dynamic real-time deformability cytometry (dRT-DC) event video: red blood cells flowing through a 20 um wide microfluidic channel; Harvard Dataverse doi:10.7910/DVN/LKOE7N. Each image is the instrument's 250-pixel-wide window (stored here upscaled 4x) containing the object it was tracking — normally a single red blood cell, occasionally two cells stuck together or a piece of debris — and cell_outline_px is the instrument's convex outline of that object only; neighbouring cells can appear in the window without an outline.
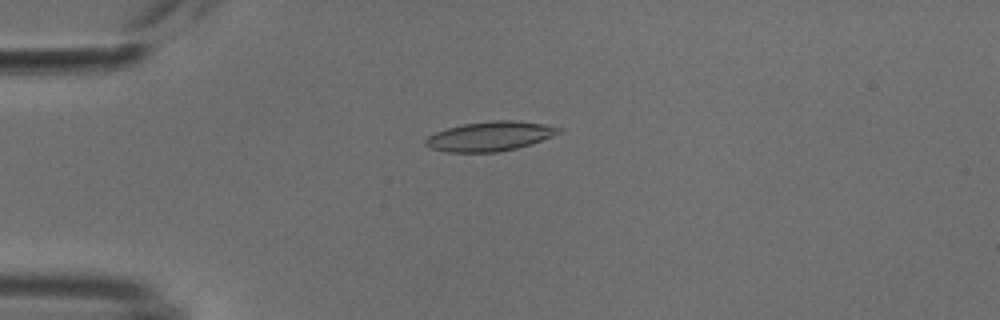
{"species": "common noctule bat (a hibernating species)", "species_latin": "Nyctalus noctula", "temperature_condition": "cold", "stored_images_in_passage": 11, "camera_frame_rate_fps": 3000, "um_per_image_px": 0.085, "animal": {"sex": "male", "body_mass_g": 18.8}, "frame": {"image": 1, "passage_image": 2, "time_ms": 0.333, "image_size_px": [1000, 320], "cell_outline_px": [[564, 128], [560, 132], [552, 136], [516, 148], [496, 152], [448, 152], [432, 148], [424, 144], [424, 140], [428, 136], [436, 132], [448, 128], [464, 124], [492, 120], [512, 120], [540, 124]], "centroid_in_image_um": [41.61, 11.58], "position_along_channel_um": 43.4, "area_um2": 22.48}}
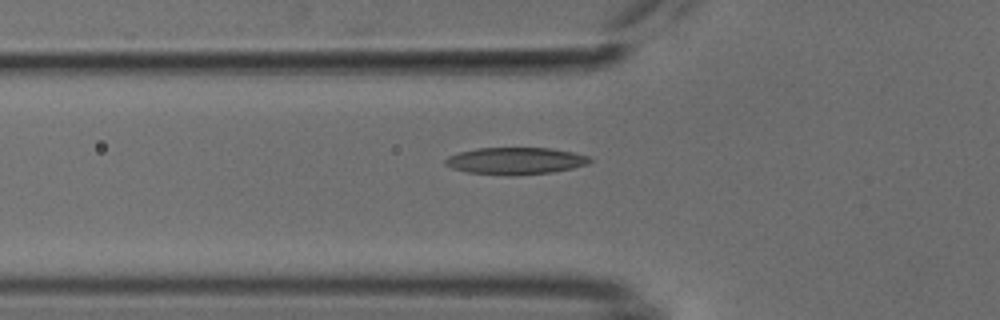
{"frame": {"image": 2, "passage_image": 7, "time_ms": 2.0, "image_size_px": [1000, 320], "cell_outline_px": [[592, 160], [588, 164], [572, 168], [552, 172], [512, 176], [508, 176], [468, 172], [452, 168], [444, 164], [444, 160], [448, 156], [460, 152], [480, 148], [552, 148], [572, 152], [588, 156]], "centroid_in_image_um": [43.81, 13.68], "position_along_channel_um": 82.0, "area_um2": 22.72}}
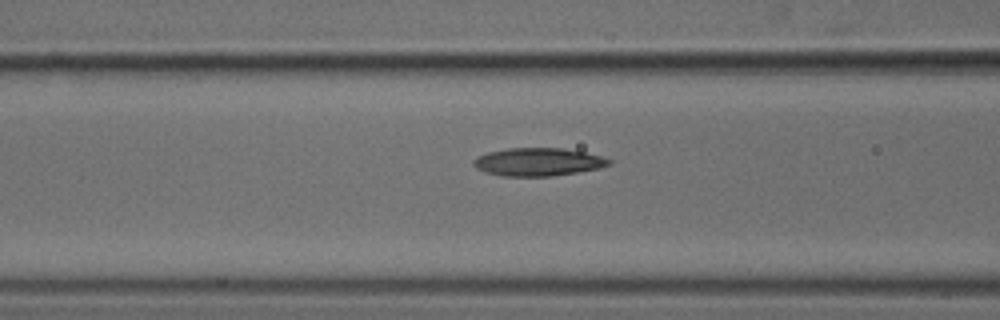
{"frame": {"image": 3, "passage_image": 10, "time_ms": 3.0, "image_size_px": [1000, 320], "cell_outline_px": [[612, 164], [600, 168], [552, 176], [504, 176], [484, 172], [476, 168], [472, 164], [472, 160], [476, 156], [488, 152], [508, 148], [564, 148], [584, 152], [600, 156], [612, 160]], "centroid_in_image_um": [45.71, 13.76], "position_along_channel_um": 120.9, "area_um2": 22.2}}